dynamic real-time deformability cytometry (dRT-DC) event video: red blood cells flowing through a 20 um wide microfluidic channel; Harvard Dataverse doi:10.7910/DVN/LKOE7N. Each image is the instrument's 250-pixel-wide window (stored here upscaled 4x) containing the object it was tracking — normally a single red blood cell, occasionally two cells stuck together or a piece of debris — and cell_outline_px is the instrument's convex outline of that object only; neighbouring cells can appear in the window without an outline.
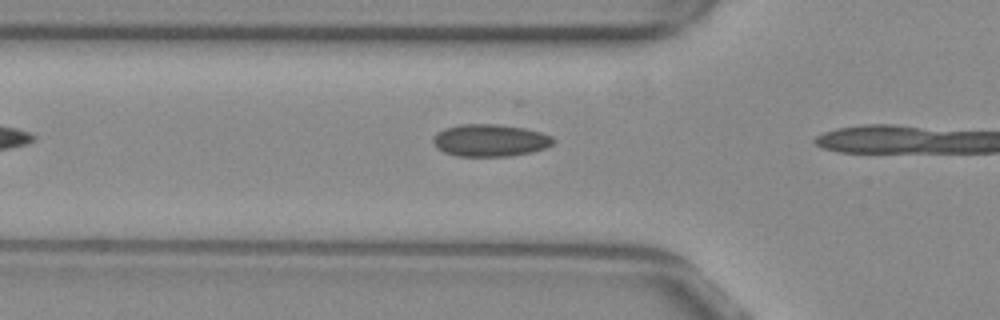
{"species": "common noctule bat (a hibernating species)", "species_latin": "Nyctalus noctula", "temperature_condition": "warm", "stored_images_in_passage": 7, "camera_frame_rate_fps": 3000, "um_per_image_px": 0.085, "animal": {"sex": "female", "body_mass_g": 29.2, "forearm_length_mm": 56.3}, "frame": {"image": 1, "passage_image": 5, "time_ms": 1.333, "image_size_px": [1000, 320], "cell_outline_px": [[556, 140], [552, 144], [544, 148], [532, 152], [512, 156], [456, 156], [444, 152], [436, 148], [432, 140], [432, 136], [436, 132], [444, 128], [460, 124], [496, 124], [524, 128], [540, 132], [552, 136]], "centroid_in_image_um": [41.62, 11.93], "position_along_channel_um": 84.2, "area_um2": 22.77}}